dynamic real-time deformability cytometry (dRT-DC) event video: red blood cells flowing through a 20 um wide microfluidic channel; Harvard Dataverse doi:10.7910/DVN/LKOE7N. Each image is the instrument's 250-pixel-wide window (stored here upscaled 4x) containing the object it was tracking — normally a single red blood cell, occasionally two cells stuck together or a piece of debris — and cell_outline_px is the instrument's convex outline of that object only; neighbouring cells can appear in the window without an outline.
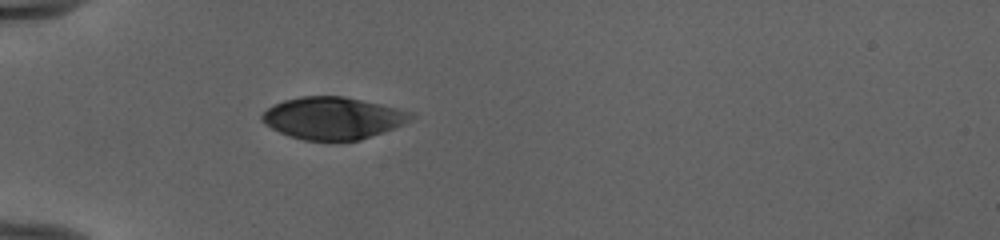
{"species": "human", "species_latin": "Homo sapiens", "temperature_condition": "cold", "stored_images_in_passage": 14, "camera_frame_rate_fps": 3000, "um_per_image_px": 0.085, "donor": {"sex": "female"}, "frame": {"image": 1, "passage_image": 1, "time_ms": 0.0, "image_size_px": [1000, 240], "cell_outline_px": [[416, 116], [404, 124], [360, 140], [304, 140], [288, 136], [264, 124], [260, 120], [260, 116], [268, 108], [284, 100], [300, 96], [344, 96], [380, 104], [412, 112]], "centroid_in_image_um": [28.28, 10.03], "position_along_channel_um": 56.7, "area_um2": 36.41}}
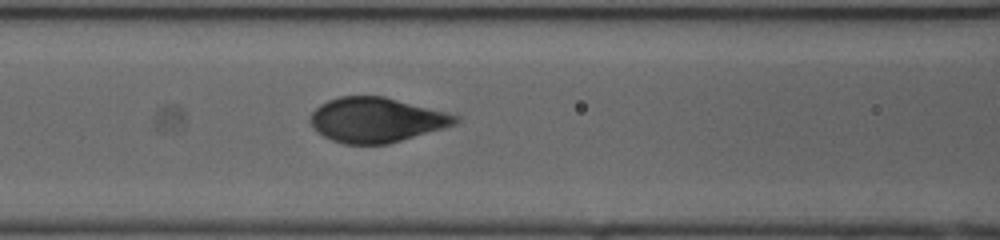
{"frame": {"image": 2, "passage_image": 8, "time_ms": 2.333, "image_size_px": [1000, 240], "cell_outline_px": [[460, 120], [456, 124], [444, 128], [388, 144], [344, 144], [332, 140], [316, 132], [312, 128], [308, 120], [312, 112], [320, 104], [328, 100], [340, 96], [384, 96], [448, 112], [460, 116]], "centroid_in_image_um": [31.98, 10.19], "position_along_channel_um": 134.6, "area_um2": 38.15}}
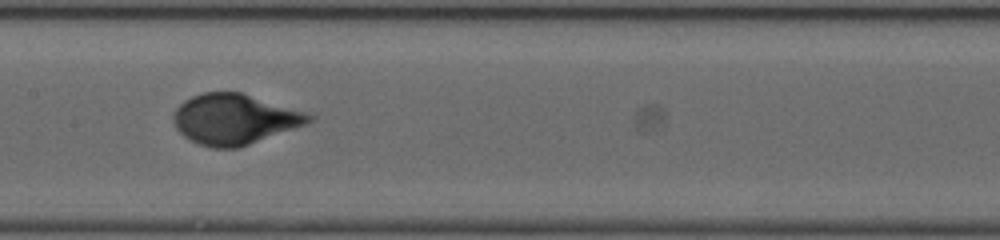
{"frame": {"image": 3, "passage_image": 12, "time_ms": 3.667, "image_size_px": [1000, 240], "cell_outline_px": [[316, 116], [312, 120], [304, 124], [240, 148], [212, 148], [200, 144], [184, 136], [176, 128], [172, 116], [176, 108], [184, 100], [192, 96], [204, 92], [240, 92], [308, 112]], "centroid_in_image_um": [19.92, 10.12], "position_along_channel_um": 187.5, "area_um2": 39.59}}